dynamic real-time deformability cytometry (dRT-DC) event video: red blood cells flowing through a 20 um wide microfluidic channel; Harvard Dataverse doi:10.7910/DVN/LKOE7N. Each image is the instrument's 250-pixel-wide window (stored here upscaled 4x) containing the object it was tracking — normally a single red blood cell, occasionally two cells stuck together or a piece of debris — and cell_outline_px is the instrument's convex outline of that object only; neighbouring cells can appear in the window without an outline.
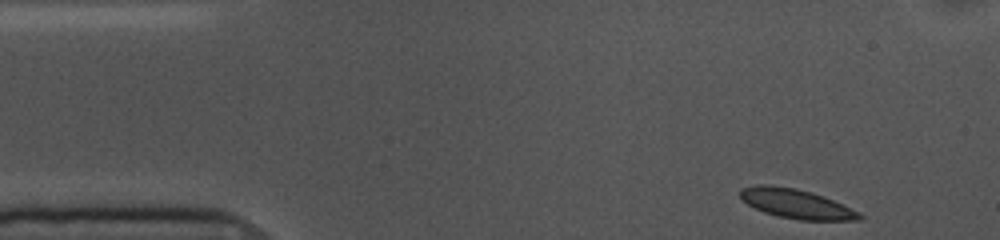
{"species": "common noctule bat (a hibernating species)", "species_latin": "Nyctalus noctula", "temperature_condition": "cold", "stored_images_in_passage": 49, "camera_frame_rate_fps": 3000, "um_per_image_px": 0.085, "animal": {"sex": "female", "body_mass_g": 10.0, "forearm_length_mm": 53.1}, "frame": {"image": 1, "passage_image": 1, "time_ms": 0.0, "image_size_px": [1000, 240], "cell_outline_px": [[864, 216], [860, 220], [800, 220], [776, 216], [764, 212], [740, 200], [740, 188], [756, 184], [772, 184], [796, 188], [812, 192], [824, 196], [860, 212]], "centroid_in_image_um": [67.65, 17.3], "position_along_channel_um": 17.3, "area_um2": 20.69}}
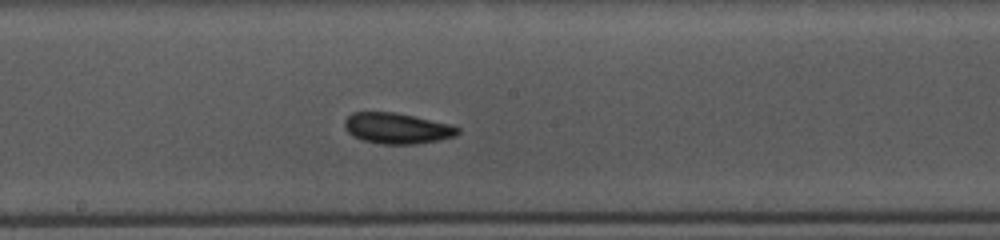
{"frame": {"image": 2, "passage_image": 24, "time_ms": 7.667, "image_size_px": [1000, 240], "cell_outline_px": [[460, 132], [456, 136], [416, 144], [380, 144], [364, 140], [352, 136], [344, 128], [344, 120], [352, 112], [396, 112], [448, 124], [460, 128]], "centroid_in_image_um": [33.71, 10.9], "position_along_channel_um": 214.5, "area_um2": 20.23}}
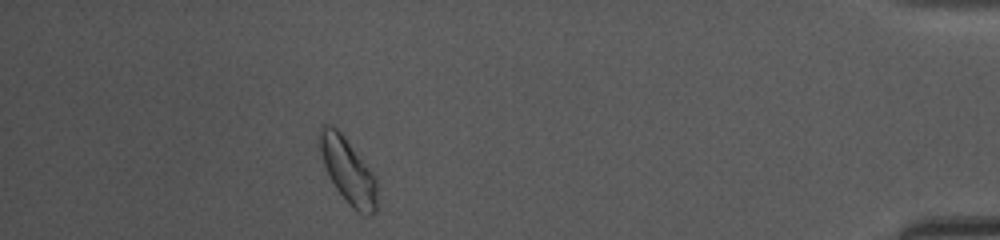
{"frame": {"image": 3, "passage_image": 45, "time_ms": 14.667, "image_size_px": [1000, 240], "cell_outline_px": [[376, 212], [368, 216], [364, 216], [356, 212], [348, 204], [336, 188], [324, 164], [316, 144], [316, 136], [320, 128], [324, 124], [332, 124], [344, 136], [372, 172], [376, 180]], "centroid_in_image_um": [29.53, 14.49], "position_along_channel_um": 405.7, "area_um2": 22.02}, "authors_computed_cell_mechanics": {"area_um2": 19.8832, "velocity_mm_per_s": 3.5568, "shape_relaxation_time_tau1_ms": 6.6145, "shape_relaxation_time_tau2_ms": null, "deformation_change_tau1": 0.0955, "deformation_change_tau2": null}}